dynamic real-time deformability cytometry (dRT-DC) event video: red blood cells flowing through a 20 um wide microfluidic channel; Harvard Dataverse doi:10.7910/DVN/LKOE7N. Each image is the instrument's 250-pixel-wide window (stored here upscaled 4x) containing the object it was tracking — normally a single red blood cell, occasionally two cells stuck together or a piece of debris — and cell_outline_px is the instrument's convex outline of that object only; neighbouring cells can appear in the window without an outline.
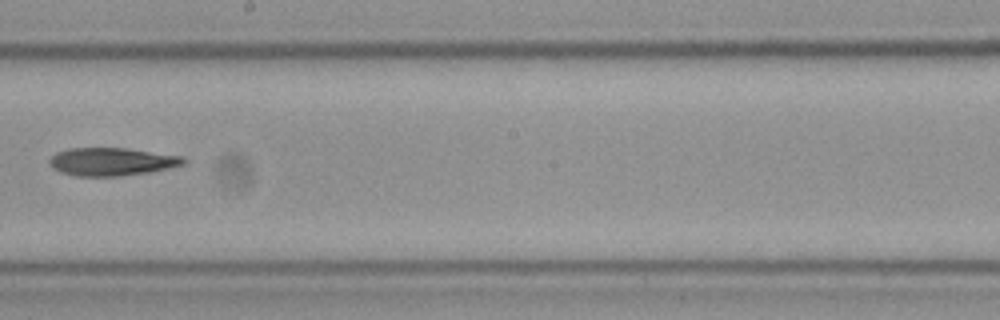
{"species": "Egyptian fruit bat (a non-hibernating species)", "species_latin": "Rousettus aegyptiacus", "temperature_condition": "cold", "stored_images_in_passage": 10, "camera_frame_rate_fps": 3000, "um_per_image_px": 0.085, "frame": {"image": 1, "passage_image": 10, "time_ms": 3.0, "image_size_px": [1000, 320], "cell_outline_px": [[188, 160], [184, 164], [152, 172], [120, 176], [76, 176], [60, 172], [52, 168], [48, 164], [48, 160], [56, 152], [68, 148], [128, 148], [184, 156]], "centroid_in_image_um": [9.5, 13.74], "position_along_channel_um": 238.7, "area_um2": 22.2}}